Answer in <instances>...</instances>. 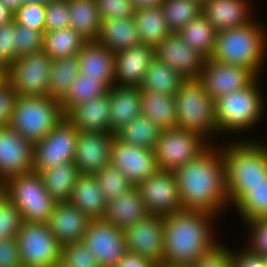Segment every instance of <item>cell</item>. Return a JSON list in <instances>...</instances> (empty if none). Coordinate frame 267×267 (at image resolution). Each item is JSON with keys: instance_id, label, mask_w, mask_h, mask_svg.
Segmentation results:
<instances>
[{"instance_id": "obj_38", "label": "cell", "mask_w": 267, "mask_h": 267, "mask_svg": "<svg viewBox=\"0 0 267 267\" xmlns=\"http://www.w3.org/2000/svg\"><path fill=\"white\" fill-rule=\"evenodd\" d=\"M177 33L192 49L206 60L210 59L214 51L217 31L203 14L191 20Z\"/></svg>"}, {"instance_id": "obj_22", "label": "cell", "mask_w": 267, "mask_h": 267, "mask_svg": "<svg viewBox=\"0 0 267 267\" xmlns=\"http://www.w3.org/2000/svg\"><path fill=\"white\" fill-rule=\"evenodd\" d=\"M253 0H206L202 4V14L219 32L245 26L257 16Z\"/></svg>"}, {"instance_id": "obj_47", "label": "cell", "mask_w": 267, "mask_h": 267, "mask_svg": "<svg viewBox=\"0 0 267 267\" xmlns=\"http://www.w3.org/2000/svg\"><path fill=\"white\" fill-rule=\"evenodd\" d=\"M45 32L70 27L68 0H51L45 5Z\"/></svg>"}, {"instance_id": "obj_57", "label": "cell", "mask_w": 267, "mask_h": 267, "mask_svg": "<svg viewBox=\"0 0 267 267\" xmlns=\"http://www.w3.org/2000/svg\"><path fill=\"white\" fill-rule=\"evenodd\" d=\"M13 20V12L0 1V26Z\"/></svg>"}, {"instance_id": "obj_28", "label": "cell", "mask_w": 267, "mask_h": 267, "mask_svg": "<svg viewBox=\"0 0 267 267\" xmlns=\"http://www.w3.org/2000/svg\"><path fill=\"white\" fill-rule=\"evenodd\" d=\"M70 201L90 220H103L105 217L107 201L95 175L80 174L78 176Z\"/></svg>"}, {"instance_id": "obj_59", "label": "cell", "mask_w": 267, "mask_h": 267, "mask_svg": "<svg viewBox=\"0 0 267 267\" xmlns=\"http://www.w3.org/2000/svg\"><path fill=\"white\" fill-rule=\"evenodd\" d=\"M7 81V69L0 65V86Z\"/></svg>"}, {"instance_id": "obj_23", "label": "cell", "mask_w": 267, "mask_h": 267, "mask_svg": "<svg viewBox=\"0 0 267 267\" xmlns=\"http://www.w3.org/2000/svg\"><path fill=\"white\" fill-rule=\"evenodd\" d=\"M90 219L71 201L56 202L47 225L62 246L82 241Z\"/></svg>"}, {"instance_id": "obj_9", "label": "cell", "mask_w": 267, "mask_h": 267, "mask_svg": "<svg viewBox=\"0 0 267 267\" xmlns=\"http://www.w3.org/2000/svg\"><path fill=\"white\" fill-rule=\"evenodd\" d=\"M15 238L23 267L60 265L61 245L47 224L23 222Z\"/></svg>"}, {"instance_id": "obj_46", "label": "cell", "mask_w": 267, "mask_h": 267, "mask_svg": "<svg viewBox=\"0 0 267 267\" xmlns=\"http://www.w3.org/2000/svg\"><path fill=\"white\" fill-rule=\"evenodd\" d=\"M44 33L15 23L16 57L42 51Z\"/></svg>"}, {"instance_id": "obj_52", "label": "cell", "mask_w": 267, "mask_h": 267, "mask_svg": "<svg viewBox=\"0 0 267 267\" xmlns=\"http://www.w3.org/2000/svg\"><path fill=\"white\" fill-rule=\"evenodd\" d=\"M16 97L8 81L0 86V126L10 125Z\"/></svg>"}, {"instance_id": "obj_20", "label": "cell", "mask_w": 267, "mask_h": 267, "mask_svg": "<svg viewBox=\"0 0 267 267\" xmlns=\"http://www.w3.org/2000/svg\"><path fill=\"white\" fill-rule=\"evenodd\" d=\"M155 57L177 71L185 80L197 79L206 60L176 32H172L155 47Z\"/></svg>"}, {"instance_id": "obj_25", "label": "cell", "mask_w": 267, "mask_h": 267, "mask_svg": "<svg viewBox=\"0 0 267 267\" xmlns=\"http://www.w3.org/2000/svg\"><path fill=\"white\" fill-rule=\"evenodd\" d=\"M66 118L78 131L110 133L108 93L76 106Z\"/></svg>"}, {"instance_id": "obj_43", "label": "cell", "mask_w": 267, "mask_h": 267, "mask_svg": "<svg viewBox=\"0 0 267 267\" xmlns=\"http://www.w3.org/2000/svg\"><path fill=\"white\" fill-rule=\"evenodd\" d=\"M22 224L20 211L0 190V240L16 237Z\"/></svg>"}, {"instance_id": "obj_61", "label": "cell", "mask_w": 267, "mask_h": 267, "mask_svg": "<svg viewBox=\"0 0 267 267\" xmlns=\"http://www.w3.org/2000/svg\"><path fill=\"white\" fill-rule=\"evenodd\" d=\"M197 1L203 4L206 0H197Z\"/></svg>"}, {"instance_id": "obj_7", "label": "cell", "mask_w": 267, "mask_h": 267, "mask_svg": "<svg viewBox=\"0 0 267 267\" xmlns=\"http://www.w3.org/2000/svg\"><path fill=\"white\" fill-rule=\"evenodd\" d=\"M65 117L60 102L49 96H17L10 127L35 143Z\"/></svg>"}, {"instance_id": "obj_3", "label": "cell", "mask_w": 267, "mask_h": 267, "mask_svg": "<svg viewBox=\"0 0 267 267\" xmlns=\"http://www.w3.org/2000/svg\"><path fill=\"white\" fill-rule=\"evenodd\" d=\"M262 79L263 76L256 77L245 88L234 90L214 100L218 136L222 141L254 139L248 133L255 127L257 130L260 122L267 116V100L265 90L261 87Z\"/></svg>"}, {"instance_id": "obj_49", "label": "cell", "mask_w": 267, "mask_h": 267, "mask_svg": "<svg viewBox=\"0 0 267 267\" xmlns=\"http://www.w3.org/2000/svg\"><path fill=\"white\" fill-rule=\"evenodd\" d=\"M101 20L134 17L132 0H95Z\"/></svg>"}, {"instance_id": "obj_33", "label": "cell", "mask_w": 267, "mask_h": 267, "mask_svg": "<svg viewBox=\"0 0 267 267\" xmlns=\"http://www.w3.org/2000/svg\"><path fill=\"white\" fill-rule=\"evenodd\" d=\"M70 27L87 41L96 40L101 19L95 0H68Z\"/></svg>"}, {"instance_id": "obj_30", "label": "cell", "mask_w": 267, "mask_h": 267, "mask_svg": "<svg viewBox=\"0 0 267 267\" xmlns=\"http://www.w3.org/2000/svg\"><path fill=\"white\" fill-rule=\"evenodd\" d=\"M141 115L154 121L162 130L177 128L175 96L141 90Z\"/></svg>"}, {"instance_id": "obj_51", "label": "cell", "mask_w": 267, "mask_h": 267, "mask_svg": "<svg viewBox=\"0 0 267 267\" xmlns=\"http://www.w3.org/2000/svg\"><path fill=\"white\" fill-rule=\"evenodd\" d=\"M226 244L224 241L190 267H233L229 247Z\"/></svg>"}, {"instance_id": "obj_15", "label": "cell", "mask_w": 267, "mask_h": 267, "mask_svg": "<svg viewBox=\"0 0 267 267\" xmlns=\"http://www.w3.org/2000/svg\"><path fill=\"white\" fill-rule=\"evenodd\" d=\"M99 267H116L127 252L123 230L103 220H90L82 239Z\"/></svg>"}, {"instance_id": "obj_26", "label": "cell", "mask_w": 267, "mask_h": 267, "mask_svg": "<svg viewBox=\"0 0 267 267\" xmlns=\"http://www.w3.org/2000/svg\"><path fill=\"white\" fill-rule=\"evenodd\" d=\"M145 203L136 186L107 202L104 220L116 228L126 229L148 216Z\"/></svg>"}, {"instance_id": "obj_6", "label": "cell", "mask_w": 267, "mask_h": 267, "mask_svg": "<svg viewBox=\"0 0 267 267\" xmlns=\"http://www.w3.org/2000/svg\"><path fill=\"white\" fill-rule=\"evenodd\" d=\"M177 128L197 133L210 145H218L214 100L198 79H186L175 94Z\"/></svg>"}, {"instance_id": "obj_17", "label": "cell", "mask_w": 267, "mask_h": 267, "mask_svg": "<svg viewBox=\"0 0 267 267\" xmlns=\"http://www.w3.org/2000/svg\"><path fill=\"white\" fill-rule=\"evenodd\" d=\"M110 164L121 171L137 186L158 170L155 152L119 141L115 136L111 142Z\"/></svg>"}, {"instance_id": "obj_39", "label": "cell", "mask_w": 267, "mask_h": 267, "mask_svg": "<svg viewBox=\"0 0 267 267\" xmlns=\"http://www.w3.org/2000/svg\"><path fill=\"white\" fill-rule=\"evenodd\" d=\"M78 74L77 56L52 60L48 79V96L60 101Z\"/></svg>"}, {"instance_id": "obj_5", "label": "cell", "mask_w": 267, "mask_h": 267, "mask_svg": "<svg viewBox=\"0 0 267 267\" xmlns=\"http://www.w3.org/2000/svg\"><path fill=\"white\" fill-rule=\"evenodd\" d=\"M258 19L245 26L217 32L210 59L245 67L256 77H262L267 69V25Z\"/></svg>"}, {"instance_id": "obj_1", "label": "cell", "mask_w": 267, "mask_h": 267, "mask_svg": "<svg viewBox=\"0 0 267 267\" xmlns=\"http://www.w3.org/2000/svg\"><path fill=\"white\" fill-rule=\"evenodd\" d=\"M174 173L182 210L204 211L219 219L231 210L220 144L210 145L196 159L180 166Z\"/></svg>"}, {"instance_id": "obj_55", "label": "cell", "mask_w": 267, "mask_h": 267, "mask_svg": "<svg viewBox=\"0 0 267 267\" xmlns=\"http://www.w3.org/2000/svg\"><path fill=\"white\" fill-rule=\"evenodd\" d=\"M116 267H157L149 259L142 257L141 255L126 252L119 260Z\"/></svg>"}, {"instance_id": "obj_29", "label": "cell", "mask_w": 267, "mask_h": 267, "mask_svg": "<svg viewBox=\"0 0 267 267\" xmlns=\"http://www.w3.org/2000/svg\"><path fill=\"white\" fill-rule=\"evenodd\" d=\"M96 41L113 53L141 44L134 17L101 20Z\"/></svg>"}, {"instance_id": "obj_58", "label": "cell", "mask_w": 267, "mask_h": 267, "mask_svg": "<svg viewBox=\"0 0 267 267\" xmlns=\"http://www.w3.org/2000/svg\"><path fill=\"white\" fill-rule=\"evenodd\" d=\"M13 13L24 3L23 0H0Z\"/></svg>"}, {"instance_id": "obj_24", "label": "cell", "mask_w": 267, "mask_h": 267, "mask_svg": "<svg viewBox=\"0 0 267 267\" xmlns=\"http://www.w3.org/2000/svg\"><path fill=\"white\" fill-rule=\"evenodd\" d=\"M79 73L99 78L109 88L114 85V53L96 40L86 41L77 55Z\"/></svg>"}, {"instance_id": "obj_18", "label": "cell", "mask_w": 267, "mask_h": 267, "mask_svg": "<svg viewBox=\"0 0 267 267\" xmlns=\"http://www.w3.org/2000/svg\"><path fill=\"white\" fill-rule=\"evenodd\" d=\"M256 76L247 68L205 60L197 78L213 100L248 86Z\"/></svg>"}, {"instance_id": "obj_41", "label": "cell", "mask_w": 267, "mask_h": 267, "mask_svg": "<svg viewBox=\"0 0 267 267\" xmlns=\"http://www.w3.org/2000/svg\"><path fill=\"white\" fill-rule=\"evenodd\" d=\"M160 7L169 30L176 33L203 12L202 3L197 0H164Z\"/></svg>"}, {"instance_id": "obj_21", "label": "cell", "mask_w": 267, "mask_h": 267, "mask_svg": "<svg viewBox=\"0 0 267 267\" xmlns=\"http://www.w3.org/2000/svg\"><path fill=\"white\" fill-rule=\"evenodd\" d=\"M155 58V48L139 44L114 53V85L140 87Z\"/></svg>"}, {"instance_id": "obj_56", "label": "cell", "mask_w": 267, "mask_h": 267, "mask_svg": "<svg viewBox=\"0 0 267 267\" xmlns=\"http://www.w3.org/2000/svg\"><path fill=\"white\" fill-rule=\"evenodd\" d=\"M164 0H132L135 9L160 6Z\"/></svg>"}, {"instance_id": "obj_40", "label": "cell", "mask_w": 267, "mask_h": 267, "mask_svg": "<svg viewBox=\"0 0 267 267\" xmlns=\"http://www.w3.org/2000/svg\"><path fill=\"white\" fill-rule=\"evenodd\" d=\"M233 209L238 219L244 222L251 219L267 218V179L251 187L247 192L230 208Z\"/></svg>"}, {"instance_id": "obj_19", "label": "cell", "mask_w": 267, "mask_h": 267, "mask_svg": "<svg viewBox=\"0 0 267 267\" xmlns=\"http://www.w3.org/2000/svg\"><path fill=\"white\" fill-rule=\"evenodd\" d=\"M114 133L78 131L74 164L80 174L95 175L110 164Z\"/></svg>"}, {"instance_id": "obj_27", "label": "cell", "mask_w": 267, "mask_h": 267, "mask_svg": "<svg viewBox=\"0 0 267 267\" xmlns=\"http://www.w3.org/2000/svg\"><path fill=\"white\" fill-rule=\"evenodd\" d=\"M107 93L110 103V133H114L141 115V89L113 85Z\"/></svg>"}, {"instance_id": "obj_44", "label": "cell", "mask_w": 267, "mask_h": 267, "mask_svg": "<svg viewBox=\"0 0 267 267\" xmlns=\"http://www.w3.org/2000/svg\"><path fill=\"white\" fill-rule=\"evenodd\" d=\"M243 223L248 236L244 238L242 247L251 253L267 257V218L246 220Z\"/></svg>"}, {"instance_id": "obj_50", "label": "cell", "mask_w": 267, "mask_h": 267, "mask_svg": "<svg viewBox=\"0 0 267 267\" xmlns=\"http://www.w3.org/2000/svg\"><path fill=\"white\" fill-rule=\"evenodd\" d=\"M14 20L0 26V65L8 69L17 59Z\"/></svg>"}, {"instance_id": "obj_31", "label": "cell", "mask_w": 267, "mask_h": 267, "mask_svg": "<svg viewBox=\"0 0 267 267\" xmlns=\"http://www.w3.org/2000/svg\"><path fill=\"white\" fill-rule=\"evenodd\" d=\"M134 21L141 44L155 48L172 33L160 6L135 9Z\"/></svg>"}, {"instance_id": "obj_62", "label": "cell", "mask_w": 267, "mask_h": 267, "mask_svg": "<svg viewBox=\"0 0 267 267\" xmlns=\"http://www.w3.org/2000/svg\"><path fill=\"white\" fill-rule=\"evenodd\" d=\"M265 265H266V267H267V257H265Z\"/></svg>"}, {"instance_id": "obj_14", "label": "cell", "mask_w": 267, "mask_h": 267, "mask_svg": "<svg viewBox=\"0 0 267 267\" xmlns=\"http://www.w3.org/2000/svg\"><path fill=\"white\" fill-rule=\"evenodd\" d=\"M126 250L149 259L156 266L163 265L164 218L148 215L145 219L123 229Z\"/></svg>"}, {"instance_id": "obj_37", "label": "cell", "mask_w": 267, "mask_h": 267, "mask_svg": "<svg viewBox=\"0 0 267 267\" xmlns=\"http://www.w3.org/2000/svg\"><path fill=\"white\" fill-rule=\"evenodd\" d=\"M109 87L99 78H86L78 74L66 95L59 101L61 110L66 117L76 106L93 98L104 95Z\"/></svg>"}, {"instance_id": "obj_16", "label": "cell", "mask_w": 267, "mask_h": 267, "mask_svg": "<svg viewBox=\"0 0 267 267\" xmlns=\"http://www.w3.org/2000/svg\"><path fill=\"white\" fill-rule=\"evenodd\" d=\"M33 146L9 125L0 126V184L33 171Z\"/></svg>"}, {"instance_id": "obj_60", "label": "cell", "mask_w": 267, "mask_h": 267, "mask_svg": "<svg viewBox=\"0 0 267 267\" xmlns=\"http://www.w3.org/2000/svg\"><path fill=\"white\" fill-rule=\"evenodd\" d=\"M23 1H24V4H37V5L45 6L51 0H23Z\"/></svg>"}, {"instance_id": "obj_42", "label": "cell", "mask_w": 267, "mask_h": 267, "mask_svg": "<svg viewBox=\"0 0 267 267\" xmlns=\"http://www.w3.org/2000/svg\"><path fill=\"white\" fill-rule=\"evenodd\" d=\"M95 177L107 202L134 187L126 176L111 164L102 167Z\"/></svg>"}, {"instance_id": "obj_45", "label": "cell", "mask_w": 267, "mask_h": 267, "mask_svg": "<svg viewBox=\"0 0 267 267\" xmlns=\"http://www.w3.org/2000/svg\"><path fill=\"white\" fill-rule=\"evenodd\" d=\"M61 267H99L94 255L83 241L71 242L61 246Z\"/></svg>"}, {"instance_id": "obj_11", "label": "cell", "mask_w": 267, "mask_h": 267, "mask_svg": "<svg viewBox=\"0 0 267 267\" xmlns=\"http://www.w3.org/2000/svg\"><path fill=\"white\" fill-rule=\"evenodd\" d=\"M78 130L63 117L33 146V171L40 173L59 164L74 162Z\"/></svg>"}, {"instance_id": "obj_36", "label": "cell", "mask_w": 267, "mask_h": 267, "mask_svg": "<svg viewBox=\"0 0 267 267\" xmlns=\"http://www.w3.org/2000/svg\"><path fill=\"white\" fill-rule=\"evenodd\" d=\"M87 40L71 27L44 33L42 51L52 60L77 56Z\"/></svg>"}, {"instance_id": "obj_10", "label": "cell", "mask_w": 267, "mask_h": 267, "mask_svg": "<svg viewBox=\"0 0 267 267\" xmlns=\"http://www.w3.org/2000/svg\"><path fill=\"white\" fill-rule=\"evenodd\" d=\"M210 144L197 133L179 128L163 129L154 148L159 170L175 171L196 159Z\"/></svg>"}, {"instance_id": "obj_4", "label": "cell", "mask_w": 267, "mask_h": 267, "mask_svg": "<svg viewBox=\"0 0 267 267\" xmlns=\"http://www.w3.org/2000/svg\"><path fill=\"white\" fill-rule=\"evenodd\" d=\"M266 140L256 137L223 140L220 143L230 208L247 192V187L261 184L267 179Z\"/></svg>"}, {"instance_id": "obj_12", "label": "cell", "mask_w": 267, "mask_h": 267, "mask_svg": "<svg viewBox=\"0 0 267 267\" xmlns=\"http://www.w3.org/2000/svg\"><path fill=\"white\" fill-rule=\"evenodd\" d=\"M52 59L43 51L20 58L7 69V81L17 96H48Z\"/></svg>"}, {"instance_id": "obj_32", "label": "cell", "mask_w": 267, "mask_h": 267, "mask_svg": "<svg viewBox=\"0 0 267 267\" xmlns=\"http://www.w3.org/2000/svg\"><path fill=\"white\" fill-rule=\"evenodd\" d=\"M46 191L56 202L70 201L80 175L74 162L59 164L39 173Z\"/></svg>"}, {"instance_id": "obj_48", "label": "cell", "mask_w": 267, "mask_h": 267, "mask_svg": "<svg viewBox=\"0 0 267 267\" xmlns=\"http://www.w3.org/2000/svg\"><path fill=\"white\" fill-rule=\"evenodd\" d=\"M45 6L22 4L14 13L13 20L22 26L45 33Z\"/></svg>"}, {"instance_id": "obj_2", "label": "cell", "mask_w": 267, "mask_h": 267, "mask_svg": "<svg viewBox=\"0 0 267 267\" xmlns=\"http://www.w3.org/2000/svg\"><path fill=\"white\" fill-rule=\"evenodd\" d=\"M163 218L164 266L190 267L222 243L216 235L220 219L211 213L181 210Z\"/></svg>"}, {"instance_id": "obj_54", "label": "cell", "mask_w": 267, "mask_h": 267, "mask_svg": "<svg viewBox=\"0 0 267 267\" xmlns=\"http://www.w3.org/2000/svg\"><path fill=\"white\" fill-rule=\"evenodd\" d=\"M0 267H23L15 237L0 240Z\"/></svg>"}, {"instance_id": "obj_8", "label": "cell", "mask_w": 267, "mask_h": 267, "mask_svg": "<svg viewBox=\"0 0 267 267\" xmlns=\"http://www.w3.org/2000/svg\"><path fill=\"white\" fill-rule=\"evenodd\" d=\"M1 191L18 208L23 222L47 224L56 201L46 191L39 173L10 177L1 184Z\"/></svg>"}, {"instance_id": "obj_13", "label": "cell", "mask_w": 267, "mask_h": 267, "mask_svg": "<svg viewBox=\"0 0 267 267\" xmlns=\"http://www.w3.org/2000/svg\"><path fill=\"white\" fill-rule=\"evenodd\" d=\"M149 215L167 216L182 210L174 171L157 170L137 186Z\"/></svg>"}, {"instance_id": "obj_34", "label": "cell", "mask_w": 267, "mask_h": 267, "mask_svg": "<svg viewBox=\"0 0 267 267\" xmlns=\"http://www.w3.org/2000/svg\"><path fill=\"white\" fill-rule=\"evenodd\" d=\"M184 81L177 71L155 57L145 73L140 89L175 96Z\"/></svg>"}, {"instance_id": "obj_53", "label": "cell", "mask_w": 267, "mask_h": 267, "mask_svg": "<svg viewBox=\"0 0 267 267\" xmlns=\"http://www.w3.org/2000/svg\"><path fill=\"white\" fill-rule=\"evenodd\" d=\"M229 246L233 267H266L265 257L249 252L246 248Z\"/></svg>"}, {"instance_id": "obj_35", "label": "cell", "mask_w": 267, "mask_h": 267, "mask_svg": "<svg viewBox=\"0 0 267 267\" xmlns=\"http://www.w3.org/2000/svg\"><path fill=\"white\" fill-rule=\"evenodd\" d=\"M161 130L154 121L140 115L116 130L114 136L124 143L154 150Z\"/></svg>"}]
</instances>
